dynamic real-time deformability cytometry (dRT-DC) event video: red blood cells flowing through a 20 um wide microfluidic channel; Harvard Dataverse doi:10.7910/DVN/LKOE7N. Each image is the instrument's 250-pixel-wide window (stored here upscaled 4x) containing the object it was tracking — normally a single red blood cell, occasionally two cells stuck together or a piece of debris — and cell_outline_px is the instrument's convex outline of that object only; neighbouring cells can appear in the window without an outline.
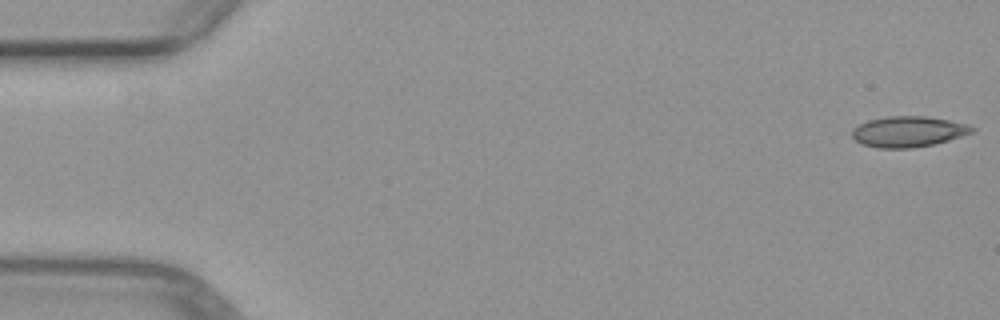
{"species": "common noctule bat (a hibernating species)", "species_latin": "Nyctalus noctula", "temperature_condition": "warm", "stored_images_in_passage": 5, "camera_frame_rate_fps": 3000, "um_per_image_px": 0.085, "animal": {"sex": "female", "body_mass_g": 29.2, "forearm_length_mm": 56.3}, "frame": {"image": 1, "passage_image": 1, "time_ms": 0.0, "image_size_px": [1000, 320], "cell_outline_px": [[976, 132], [948, 140], [932, 144], [912, 148], [876, 148], [860, 144], [852, 136], [852, 128], [868, 120], [888, 116], [924, 116], [948, 120], [968, 124], [976, 128]], "centroid_in_image_um": [77.2, 11.19], "position_along_channel_um": 7.8, "area_um2": 21.56}}
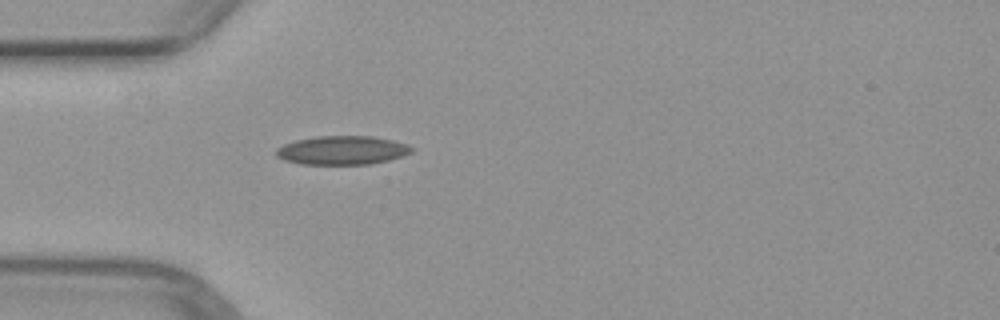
{"frame": {"image": 2, "passage_image": 5, "time_ms": 4.667, "image_size_px": [1000, 320], "cell_outline_px": [[412, 152], [404, 156], [388, 160], [368, 164], [300, 164], [284, 160], [276, 156], [276, 148], [284, 144], [296, 140], [316, 136], [372, 136], [392, 140], [404, 144], [412, 148]], "centroid_in_image_um": [29.05, 12.77], "position_along_channel_um": 55.9, "area_um2": 22.6}}